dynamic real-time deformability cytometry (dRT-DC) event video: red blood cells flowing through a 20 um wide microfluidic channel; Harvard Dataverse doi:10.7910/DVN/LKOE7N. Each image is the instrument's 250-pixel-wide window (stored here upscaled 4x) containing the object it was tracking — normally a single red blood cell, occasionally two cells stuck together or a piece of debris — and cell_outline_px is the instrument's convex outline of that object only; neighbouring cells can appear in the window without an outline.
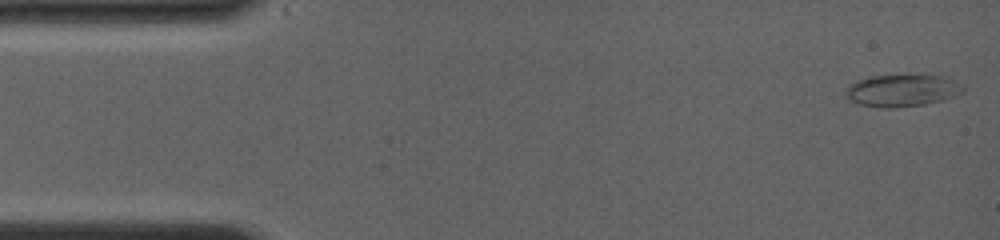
{"species": "common noctule bat (a hibernating species)", "species_latin": "Nyctalus noctula", "temperature_condition": "room temperature", "stored_images_in_passage": 37, "camera_frame_rate_fps": 4000, "um_per_image_px": 0.085, "animal": {"sex": "female", "body_mass_g": 19.0, "forearm_length_mm": 56.7}, "frame": {"image": 1, "passage_image": 1, "time_ms": 0.0, "image_size_px": [1000, 240], "cell_outline_px": [[964, 88], [960, 92], [940, 100], [924, 104], [896, 108], [880, 108], [860, 104], [852, 100], [844, 92], [848, 84], [860, 80], [876, 76], [936, 76], [952, 80]], "centroid_in_image_um": [76.59, 7.72], "position_along_channel_um": 8.4, "area_um2": 21.04}}
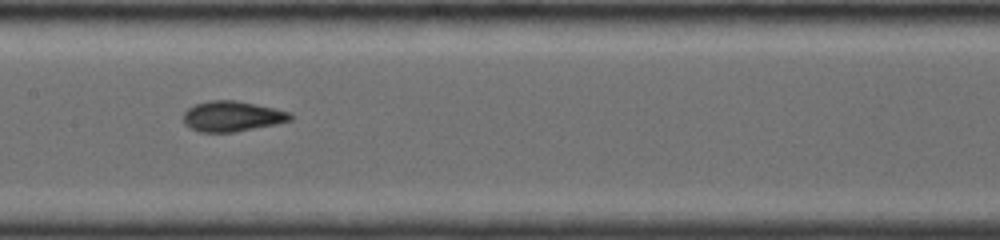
{"frame": {"image": 2, "passage_image": 19, "time_ms": 7.25, "image_size_px": [1000, 240], "cell_outline_px": [[296, 116], [292, 120], [276, 124], [232, 132], [200, 132], [184, 124], [184, 112], [188, 108], [196, 104], [208, 100], [236, 100], [256, 104], [292, 112]], "centroid_in_image_um": [19.78, 9.87], "position_along_channel_um": 187.6, "area_um2": 19.02}}
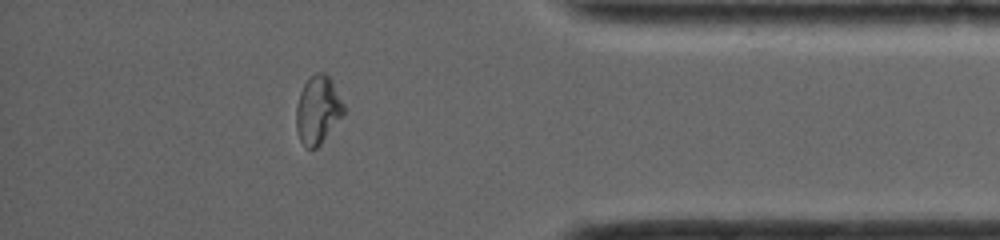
{"frame": {"image": 3, "passage_image": 33, "time_ms": 13.0, "image_size_px": [1000, 240], "cell_outline_px": [[348, 108], [320, 144], [316, 148], [308, 148], [300, 140], [296, 128], [296, 108], [300, 92], [304, 84], [316, 72], [324, 72], [332, 80]], "centroid_in_image_um": [27.05, 9.31], "position_along_channel_um": 408.2, "area_um2": 18.84}, "authors_computed_cell_mechanics": {"area_um2": 18.9584, "velocity_mm_per_s": 4.0981, "shape_relaxation_time_tau1_ms": 6.3704, "shape_relaxation_time_tau2_ms": 1.1847, "deformation_change_tau1": 0.2046, "deformation_change_tau2": 0.0626}}